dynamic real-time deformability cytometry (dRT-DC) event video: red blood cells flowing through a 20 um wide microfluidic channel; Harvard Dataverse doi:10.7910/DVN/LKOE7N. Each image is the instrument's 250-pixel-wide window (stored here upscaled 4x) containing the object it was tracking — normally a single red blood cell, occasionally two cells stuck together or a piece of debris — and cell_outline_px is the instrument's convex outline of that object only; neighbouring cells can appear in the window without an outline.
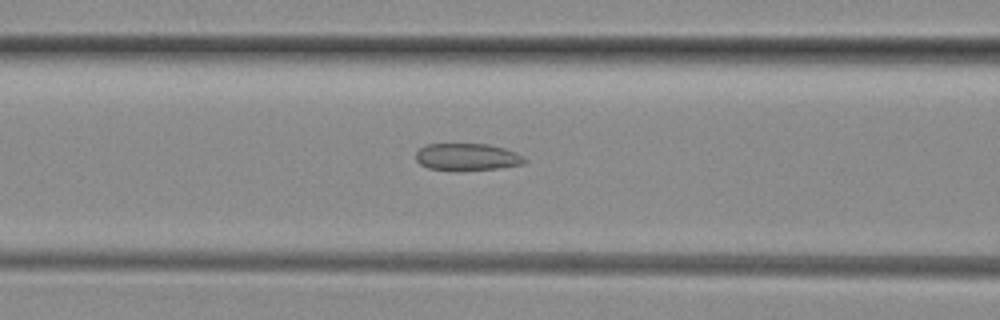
{"species": "common noctule bat (a hibernating species)", "species_latin": "Nyctalus noctula", "temperature_condition": "room temperature", "stored_images_in_passage": 47, "camera_frame_rate_fps": 3000, "um_per_image_px": 0.085, "animal": {"sex": "female", "body_mass_g": 29.2, "forearm_length_mm": 56.3}, "frame": {"image": 1, "passage_image": 17, "time_ms": 5.333, "image_size_px": [1000, 320], "cell_outline_px": [[528, 160], [524, 164], [496, 168], [428, 168], [420, 164], [416, 160], [416, 152], [420, 148], [428, 144], [488, 144], [504, 148], [516, 152]], "centroid_in_image_um": [39.73, 13.3], "position_along_channel_um": 126.9, "area_um2": 16.47}}
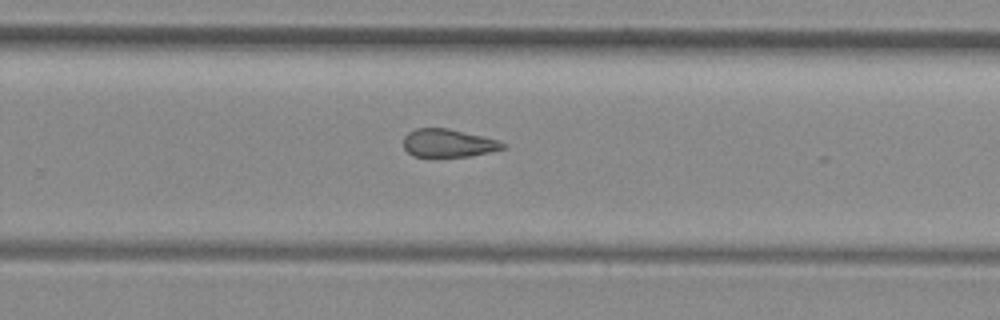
{"frame": {"image": 2, "passage_image": 29, "time_ms": 9.333, "image_size_px": [1000, 320], "cell_outline_px": [[508, 148], [468, 156], [412, 156], [404, 148], [404, 136], [408, 132], [416, 128], [448, 128], [484, 136], [496, 140], [504, 144]], "centroid_in_image_um": [38.09, 12.15], "position_along_channel_um": 291.7, "area_um2": 16.13}}
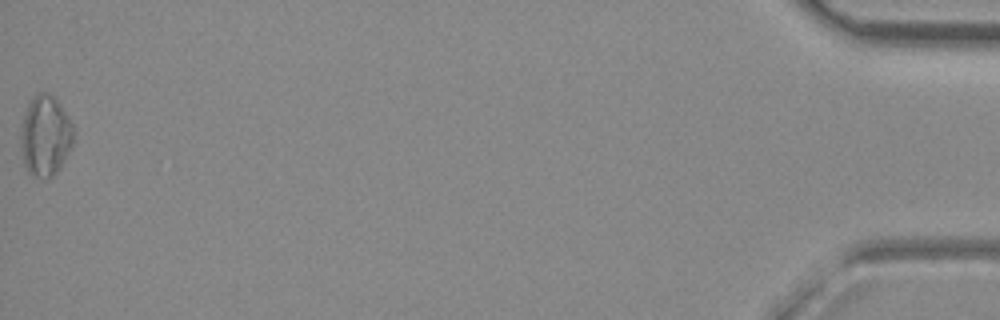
{"frame": {"image": 3, "passage_image": 47, "time_ms": 15.333, "image_size_px": [1000, 320], "cell_outline_px": [[76, 132], [72, 144], [60, 168], [52, 176], [44, 180], [28, 172], [24, 164], [20, 140], [20, 136], [24, 116], [28, 104], [32, 96], [40, 92], [48, 92], [60, 104], [68, 116]], "centroid_in_image_um": [3.87, 11.54], "position_along_channel_um": 431.3, "area_um2": 24.85}, "authors_computed_cell_mechanics": {"area_um2": 18.207, "velocity_mm_per_s": 4.1193, "shape_relaxation_time_tau1_ms": null, "shape_relaxation_time_tau2_ms": 4.7107, "deformation_change_tau1": null, "deformation_change_tau2": 0.1387}}